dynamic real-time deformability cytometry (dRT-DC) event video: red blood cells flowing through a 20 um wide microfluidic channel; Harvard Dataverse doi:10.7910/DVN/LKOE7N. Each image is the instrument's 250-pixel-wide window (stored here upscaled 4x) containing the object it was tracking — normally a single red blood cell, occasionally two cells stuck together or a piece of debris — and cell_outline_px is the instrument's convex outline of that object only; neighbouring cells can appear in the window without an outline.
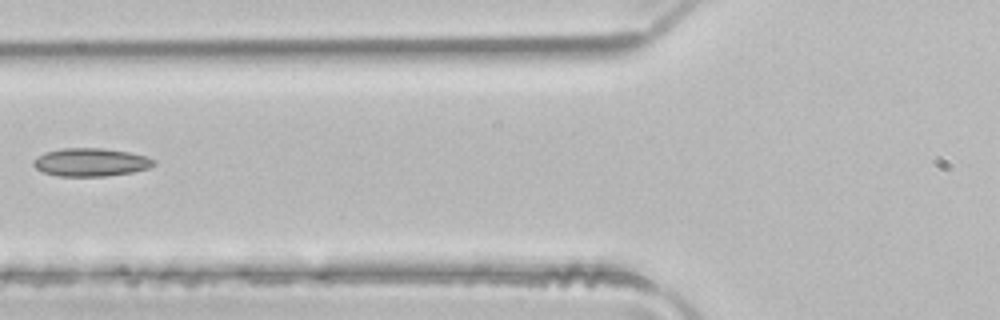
{"species": "common noctule bat (a hibernating species)", "species_latin": "Nyctalus noctula", "temperature_condition": "room temperature", "stored_images_in_passage": 5, "camera_frame_rate_fps": 3000, "um_per_image_px": 0.085, "animal": {"sex": "male", "body_mass_g": 21.5, "forearm_length_mm": 52.0}, "frame": {"image": 1, "passage_image": 5, "time_ms": 1.333, "image_size_px": [1000, 320], "cell_outline_px": [[156, 164], [148, 168], [132, 172], [104, 176], [60, 176], [44, 172], [36, 168], [32, 164], [32, 160], [44, 152], [64, 148], [100, 148], [128, 152], [144, 156], [156, 160]], "centroid_in_image_um": [7.7, 13.79], "position_along_channel_um": 118.1, "area_um2": 19.59}}